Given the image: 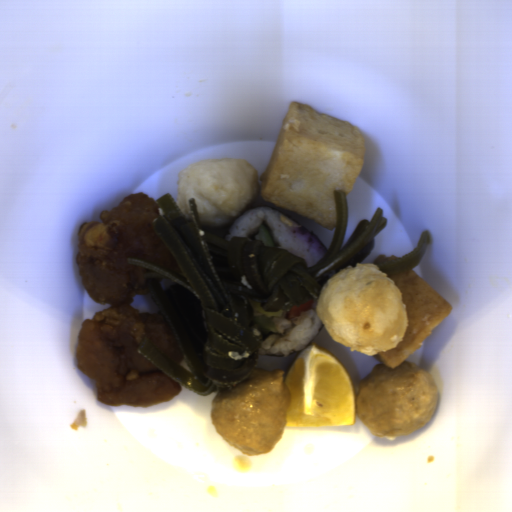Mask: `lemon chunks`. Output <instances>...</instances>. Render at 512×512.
Returning <instances> with one entry per match:
<instances>
[{
  "label": "lemon chunks",
  "mask_w": 512,
  "mask_h": 512,
  "mask_svg": "<svg viewBox=\"0 0 512 512\" xmlns=\"http://www.w3.org/2000/svg\"><path fill=\"white\" fill-rule=\"evenodd\" d=\"M283 380L291 396L284 426L356 424L353 379L331 351L317 343L307 345L294 357Z\"/></svg>",
  "instance_id": "e0be4373"
}]
</instances>
